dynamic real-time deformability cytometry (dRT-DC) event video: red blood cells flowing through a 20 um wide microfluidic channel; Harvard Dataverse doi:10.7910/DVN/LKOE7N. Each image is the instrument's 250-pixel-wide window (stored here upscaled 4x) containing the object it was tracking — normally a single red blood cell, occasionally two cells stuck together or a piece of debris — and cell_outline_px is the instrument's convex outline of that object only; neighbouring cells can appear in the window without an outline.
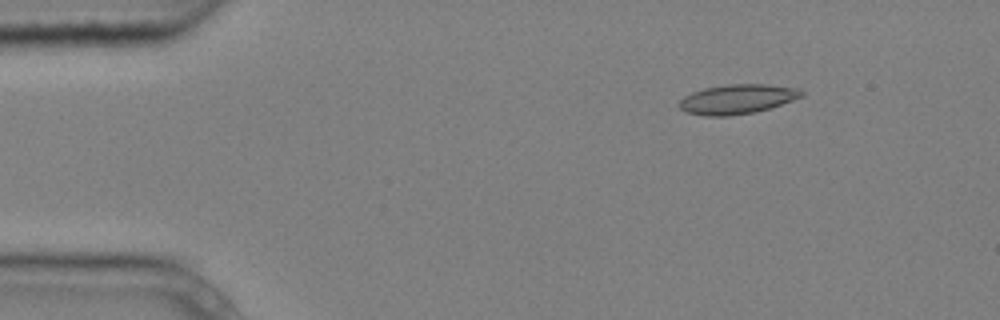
{"species": "common noctule bat (a hibernating species)", "species_latin": "Nyctalus noctula", "temperature_condition": "cold", "stored_images_in_passage": 5, "camera_frame_rate_fps": 3000, "um_per_image_px": 0.085, "animal": {"sex": "male", "body_mass_g": 20.4}, "frame": {"image": 1, "passage_image": 2, "time_ms": 0.333, "image_size_px": [1000, 320], "cell_outline_px": [[804, 96], [756, 112], [728, 116], [704, 116], [688, 112], [680, 108], [676, 104], [684, 96], [692, 92], [704, 88], [728, 84], [764, 84], [800, 88], [804, 92]], "centroid_in_image_um": [62.65, 8.42], "position_along_channel_um": 22.3, "area_um2": 21.1}}
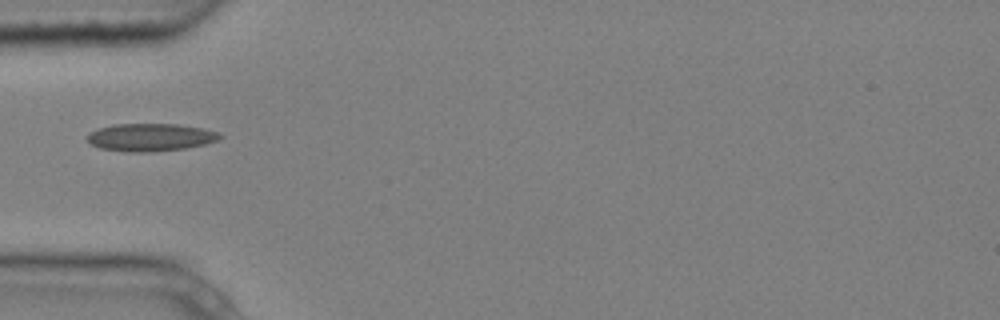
{"frame": {"image": 2, "passage_image": 5, "time_ms": 1.333, "image_size_px": [1000, 320], "cell_outline_px": [[224, 136], [220, 140], [204, 144], [184, 148], [148, 152], [128, 152], [100, 148], [92, 144], [88, 140], [88, 136], [92, 132], [100, 128], [112, 124], [176, 124], [204, 128], [220, 132]], "centroid_in_image_um": [12.86, 11.66], "position_along_channel_um": 72.1, "area_um2": 21.33}}